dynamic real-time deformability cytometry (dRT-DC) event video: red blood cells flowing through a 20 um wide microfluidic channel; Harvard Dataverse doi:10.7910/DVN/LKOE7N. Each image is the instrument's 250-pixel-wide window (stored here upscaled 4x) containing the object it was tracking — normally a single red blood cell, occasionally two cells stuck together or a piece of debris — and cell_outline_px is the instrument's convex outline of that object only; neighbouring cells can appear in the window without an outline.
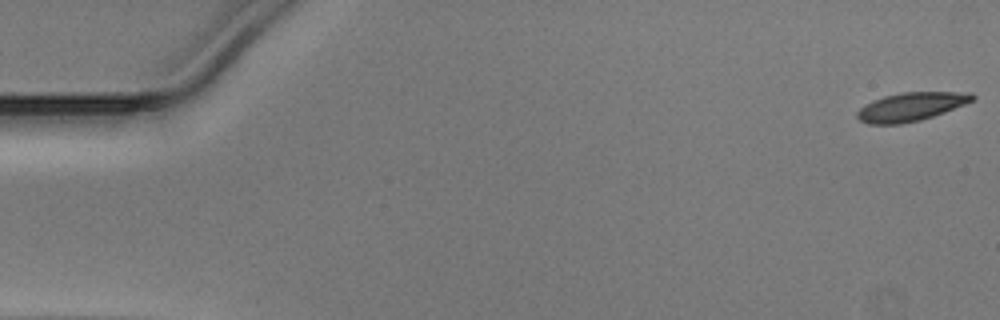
{"species": "Egyptian fruit bat (a non-hibernating species)", "species_latin": "Rousettus aegyptiacus", "temperature_condition": "warm", "stored_images_in_passage": 51, "camera_frame_rate_fps": 3000, "um_per_image_px": 0.085, "animal": {"sex": "male"}, "frame": {"image": 1, "passage_image": 1, "time_ms": 0.0, "image_size_px": [1000, 320], "cell_outline_px": [[976, 96], [972, 100], [964, 104], [944, 112], [920, 120], [900, 124], [868, 124], [860, 120], [856, 116], [856, 112], [864, 104], [872, 100], [884, 96], [900, 92], [972, 92]], "centroid_in_image_um": [77.39, 9.06], "position_along_channel_um": 7.6, "area_um2": 19.13}}
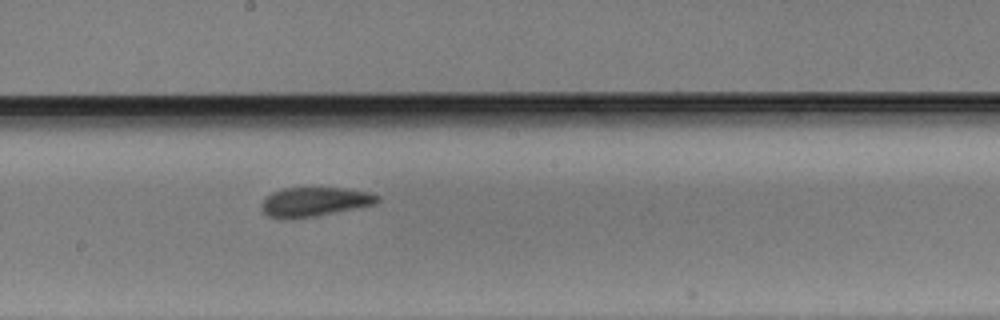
{"frame": {"image": 2, "passage_image": 28, "time_ms": 9.0, "image_size_px": [1000, 320], "cell_outline_px": [[380, 200], [376, 204], [316, 216], [292, 220], [280, 220], [268, 216], [260, 208], [260, 204], [264, 196], [272, 192], [284, 188], [348, 188], [368, 192], [380, 196]], "centroid_in_image_um": [26.68, 17.17], "position_along_channel_um": 221.5, "area_um2": 20.23}}
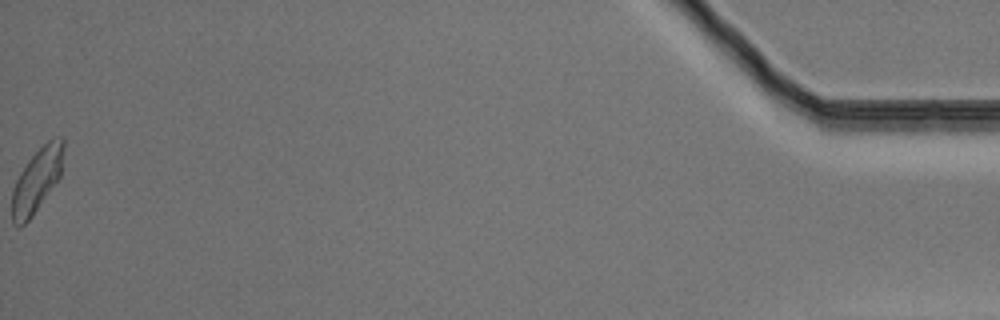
{"frame": {"image": 3, "passage_image": 51, "time_ms": 16.667, "image_size_px": [1000, 320], "cell_outline_px": [[64, 148], [60, 176], [32, 216], [20, 228], [12, 224], [12, 192], [16, 180], [20, 172], [28, 160], [48, 140], [56, 136], [64, 136]], "centroid_in_image_um": [3.13, 15.31], "position_along_channel_um": 432.1, "area_um2": 19.07}}